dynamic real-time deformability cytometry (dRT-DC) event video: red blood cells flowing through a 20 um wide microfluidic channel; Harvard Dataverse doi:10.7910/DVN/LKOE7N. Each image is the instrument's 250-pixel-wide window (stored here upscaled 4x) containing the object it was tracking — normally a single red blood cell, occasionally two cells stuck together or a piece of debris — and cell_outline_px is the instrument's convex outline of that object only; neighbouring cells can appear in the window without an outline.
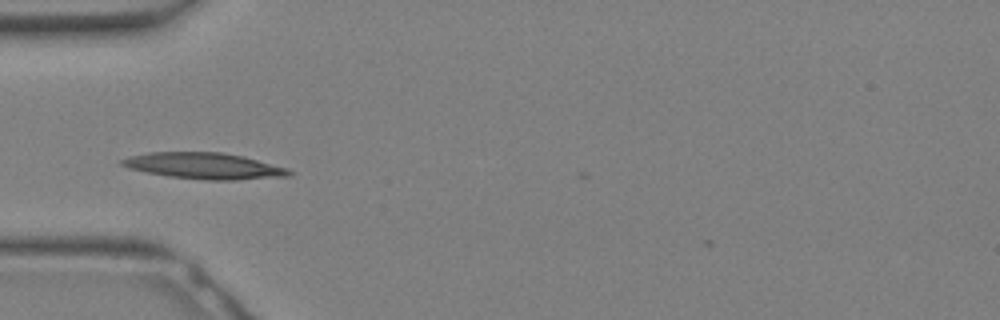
{"species": "Egyptian fruit bat (a non-hibernating species)", "species_latin": "Rousettus aegyptiacus", "temperature_condition": "warm", "stored_images_in_passage": 22, "camera_frame_rate_fps": 3000, "um_per_image_px": 0.085, "animal": {"sex": "female"}, "frame": {"image": 1, "passage_image": 1, "time_ms": 0.0, "image_size_px": [1000, 320], "cell_outline_px": [[292, 176], [236, 180], [208, 180], [168, 176], [128, 168], [120, 164], [120, 160], [132, 156], [148, 152], [220, 152], [244, 156], [288, 168], [292, 172]], "centroid_in_image_um": [17.4, 14.1], "position_along_channel_um": 67.6, "area_um2": 25.49}}
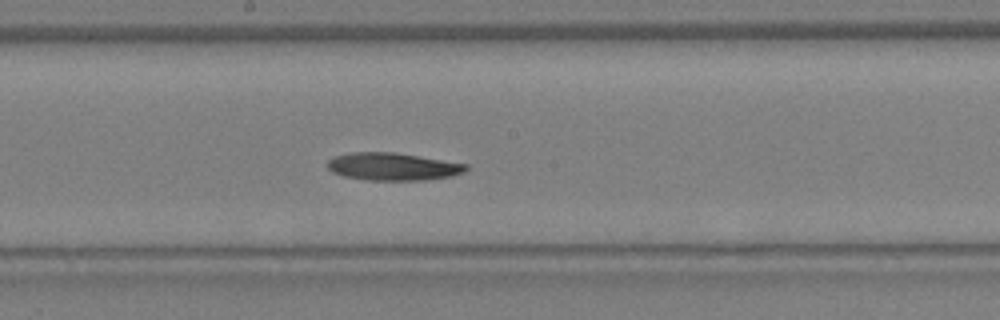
{"frame": {"image": 2, "passage_image": 8, "time_ms": 2.333, "image_size_px": [1000, 320], "cell_outline_px": [[468, 168], [464, 172], [452, 176], [424, 180], [364, 180], [344, 176], [332, 172], [328, 168], [328, 160], [332, 156], [352, 152], [396, 152], [468, 164]], "centroid_in_image_um": [33.38, 14.15], "position_along_channel_um": 214.8, "area_um2": 22.43}}
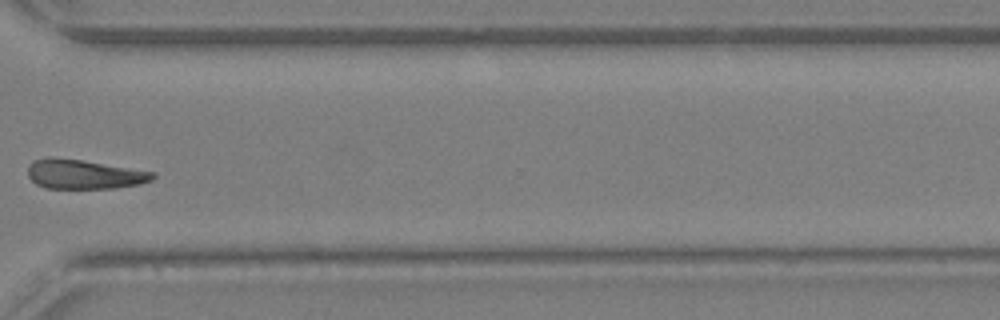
{"frame": {"image": 3, "passage_image": 15, "time_ms": 4.667, "image_size_px": [1000, 320], "cell_outline_px": [[156, 176], [152, 180], [140, 184], [116, 188], [44, 188], [36, 184], [28, 176], [28, 164], [32, 160], [48, 156], [52, 156], [84, 160], [156, 172]], "centroid_in_image_um": [7.13, 14.79], "position_along_channel_um": 363.5, "area_um2": 21.79}}